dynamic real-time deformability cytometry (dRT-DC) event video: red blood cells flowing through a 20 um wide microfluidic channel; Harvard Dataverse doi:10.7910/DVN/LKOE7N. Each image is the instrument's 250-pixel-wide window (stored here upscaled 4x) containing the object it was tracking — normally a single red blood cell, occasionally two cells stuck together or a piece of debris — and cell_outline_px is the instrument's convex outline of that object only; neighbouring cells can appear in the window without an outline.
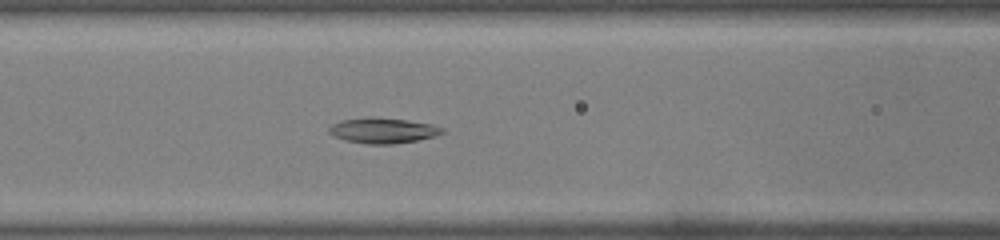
{"species": "common noctule bat (a hibernating species)", "species_latin": "Nyctalus noctula", "temperature_condition": "warm", "stored_images_in_passage": 50, "segment_of_instrument_passage": [2, 2], "camera_frame_rate_fps": 3000, "um_per_image_px": 0.085, "animal": {"sex": "male", "body_mass_g": 19.0, "forearm_length_mm": 50.8}, "frame": {"image": 1, "passage_image": 22, "time_ms": 7.0, "image_size_px": [1000, 240], "cell_outline_px": [[444, 132], [436, 136], [416, 140], [392, 144], [368, 144], [344, 140], [332, 136], [328, 132], [328, 128], [332, 124], [340, 120], [368, 116], [372, 116], [408, 120], [432, 124], [444, 128]], "centroid_in_image_um": [32.51, 11.08], "position_along_channel_um": 134.1, "area_um2": 17.05}}
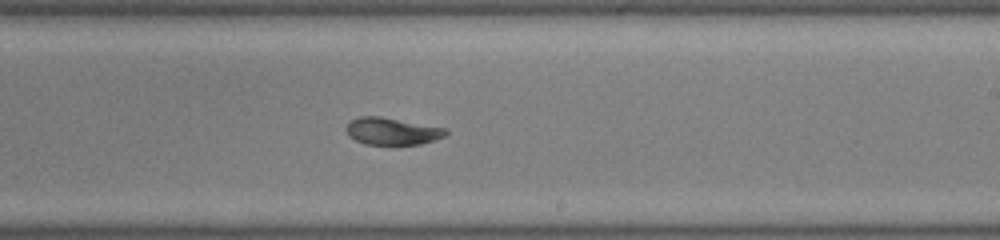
{"frame": {"image": 2, "passage_image": 31, "time_ms": 10.0, "image_size_px": [1000, 240], "cell_outline_px": [[448, 132], [444, 136], [420, 144], [396, 148], [392, 148], [364, 144], [348, 136], [344, 128], [352, 120], [360, 116], [380, 116], [444, 128]], "centroid_in_image_um": [33.27, 11.21], "position_along_channel_um": 255.7, "area_um2": 16.36}}
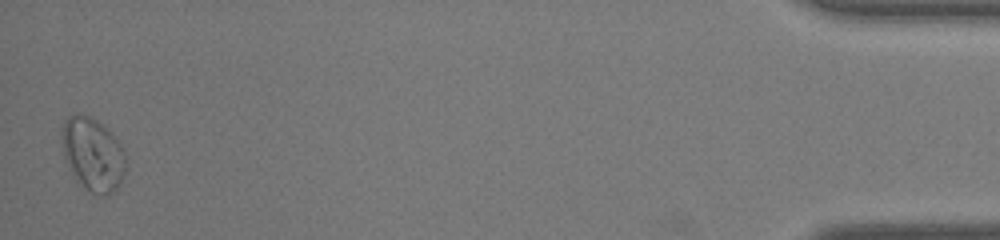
{"frame": {"image": 3, "passage_image": 50, "time_ms": 16.333, "image_size_px": [1000, 240], "cell_outline_px": [[124, 176], [120, 184], [108, 196], [100, 196], [92, 192], [76, 180], [64, 156], [60, 140], [60, 136], [64, 120], [68, 116], [76, 112], [80, 112], [92, 116], [112, 132], [120, 144], [124, 152]], "centroid_in_image_um": [7.86, 13.06], "position_along_channel_um": 427.3, "area_um2": 27.57}}